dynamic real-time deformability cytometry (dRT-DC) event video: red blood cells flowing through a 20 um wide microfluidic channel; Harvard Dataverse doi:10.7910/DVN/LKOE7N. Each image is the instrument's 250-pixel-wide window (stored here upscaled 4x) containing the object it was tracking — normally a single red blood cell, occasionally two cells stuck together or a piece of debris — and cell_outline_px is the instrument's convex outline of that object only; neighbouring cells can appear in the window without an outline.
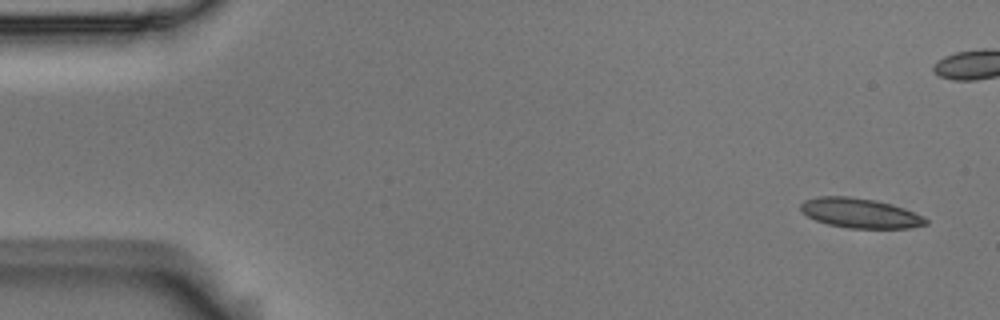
{"species": "Egyptian fruit bat (a non-hibernating species)", "species_latin": "Rousettus aegyptiacus", "temperature_condition": "room temperature", "stored_images_in_passage": 5, "camera_frame_rate_fps": 3000, "um_per_image_px": 0.085, "animal": {"sex": "male"}, "frame": {"image": 1, "passage_image": 1, "time_ms": 0.0, "image_size_px": [1000, 320], "cell_outline_px": [[928, 224], [908, 228], [848, 228], [828, 224], [816, 220], [808, 216], [800, 208], [800, 204], [804, 200], [820, 196], [848, 196], [872, 200], [904, 208], [924, 216], [928, 220]], "centroid_in_image_um": [73.11, 18.12], "position_along_channel_um": 11.9, "area_um2": 21.44}}